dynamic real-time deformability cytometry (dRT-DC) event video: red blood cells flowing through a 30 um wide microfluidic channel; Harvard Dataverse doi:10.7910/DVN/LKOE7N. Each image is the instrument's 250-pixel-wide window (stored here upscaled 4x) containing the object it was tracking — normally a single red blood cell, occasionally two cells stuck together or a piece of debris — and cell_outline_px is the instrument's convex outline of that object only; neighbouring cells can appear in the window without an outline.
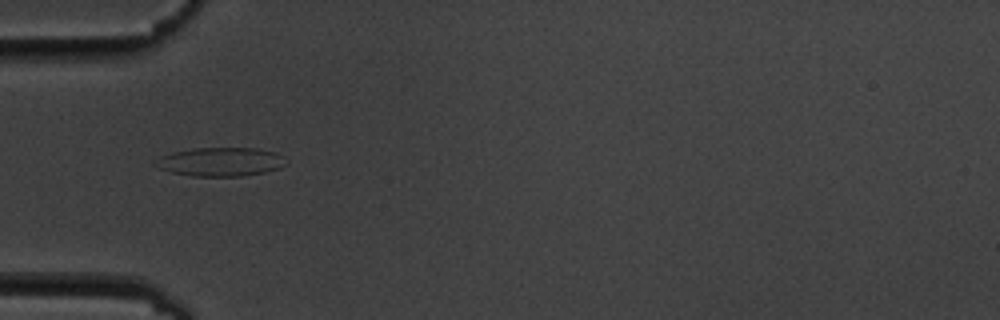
{"species": "common noctule bat (a hibernating species)", "species_latin": "Nyctalus noctula", "temperature_condition": "cold", "stored_images_in_passage": 15, "camera_frame_rate_fps": 3000, "um_per_image_px": 0.085, "animal": {"sex": "male", "body_mass_g": 19.5, "forearm_length_mm": 54.6}, "frame": {"image": 1, "passage_image": 5, "time_ms": 5.333, "image_size_px": [1000, 320], "cell_outline_px": [[288, 164], [280, 168], [264, 172], [240, 176], [192, 176], [172, 172], [160, 168], [152, 164], [160, 156], [172, 152], [196, 148], [256, 148], [276, 152], [284, 156], [288, 160]], "centroid_in_image_um": [18.79, 13.75], "position_along_channel_um": 66.2, "area_um2": 22.02}}
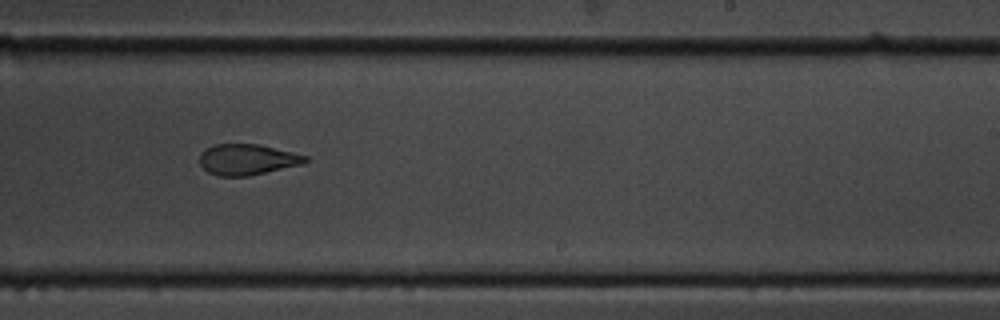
{"frame": {"image": 2, "passage_image": 10, "time_ms": 11.0, "image_size_px": [1000, 320], "cell_outline_px": [[308, 160], [304, 164], [248, 176], [220, 176], [208, 172], [200, 164], [200, 152], [204, 148], [212, 144], [260, 144], [308, 156]], "centroid_in_image_um": [21.01, 13.55], "position_along_channel_um": 268.0, "area_um2": 19.13}}
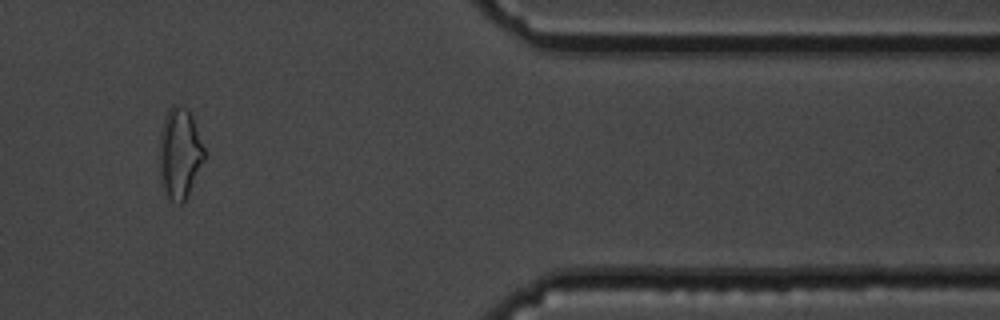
{"frame": {"image": 3, "passage_image": 13, "time_ms": 15.333, "image_size_px": [1000, 320], "cell_outline_px": [[204, 160], [188, 196], [180, 204], [172, 200], [164, 192], [160, 184], [160, 132], [164, 120], [172, 104], [180, 104], [188, 108], [192, 116], [204, 148]], "centroid_in_image_um": [15.27, 13.03], "position_along_channel_um": 396.1, "area_um2": 23.64}, "authors_computed_cell_mechanics": {"area_um2": 21.0392, "velocity_mm_per_s": 3.5799, "shape_relaxation_time_tau1_ms": 8.1031, "shape_relaxation_time_tau2_ms": 1.584, "deformation_change_tau1": 0.1811, "deformation_change_tau2": 0.0601}}